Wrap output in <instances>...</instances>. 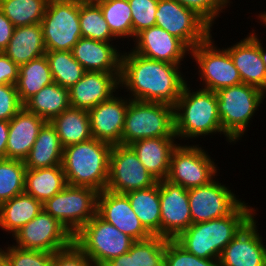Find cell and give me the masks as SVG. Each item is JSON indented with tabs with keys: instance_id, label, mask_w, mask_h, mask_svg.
<instances>
[{
	"instance_id": "1",
	"label": "cell",
	"mask_w": 266,
	"mask_h": 266,
	"mask_svg": "<svg viewBox=\"0 0 266 266\" xmlns=\"http://www.w3.org/2000/svg\"><path fill=\"white\" fill-rule=\"evenodd\" d=\"M180 69L181 65L143 57L131 48L121 56L120 89L125 87L131 100L174 107L187 83Z\"/></svg>"
},
{
	"instance_id": "2",
	"label": "cell",
	"mask_w": 266,
	"mask_h": 266,
	"mask_svg": "<svg viewBox=\"0 0 266 266\" xmlns=\"http://www.w3.org/2000/svg\"><path fill=\"white\" fill-rule=\"evenodd\" d=\"M247 204L242 201L223 218L192 224L174 240L197 257L219 259L223 249L257 215V209Z\"/></svg>"
},
{
	"instance_id": "3",
	"label": "cell",
	"mask_w": 266,
	"mask_h": 266,
	"mask_svg": "<svg viewBox=\"0 0 266 266\" xmlns=\"http://www.w3.org/2000/svg\"><path fill=\"white\" fill-rule=\"evenodd\" d=\"M190 89L187 82L174 106L176 137L185 141L219 133L223 134L228 142L234 143L223 132L216 92L202 88L196 91Z\"/></svg>"
},
{
	"instance_id": "4",
	"label": "cell",
	"mask_w": 266,
	"mask_h": 266,
	"mask_svg": "<svg viewBox=\"0 0 266 266\" xmlns=\"http://www.w3.org/2000/svg\"><path fill=\"white\" fill-rule=\"evenodd\" d=\"M112 145L92 138L63 148L62 167L72 186L106 189Z\"/></svg>"
},
{
	"instance_id": "5",
	"label": "cell",
	"mask_w": 266,
	"mask_h": 266,
	"mask_svg": "<svg viewBox=\"0 0 266 266\" xmlns=\"http://www.w3.org/2000/svg\"><path fill=\"white\" fill-rule=\"evenodd\" d=\"M218 114L223 132L235 143L241 140L266 93L241 83L216 91Z\"/></svg>"
},
{
	"instance_id": "6",
	"label": "cell",
	"mask_w": 266,
	"mask_h": 266,
	"mask_svg": "<svg viewBox=\"0 0 266 266\" xmlns=\"http://www.w3.org/2000/svg\"><path fill=\"white\" fill-rule=\"evenodd\" d=\"M157 137H176L174 107L165 103L131 100L125 116L121 145Z\"/></svg>"
},
{
	"instance_id": "7",
	"label": "cell",
	"mask_w": 266,
	"mask_h": 266,
	"mask_svg": "<svg viewBox=\"0 0 266 266\" xmlns=\"http://www.w3.org/2000/svg\"><path fill=\"white\" fill-rule=\"evenodd\" d=\"M134 242L133 238L97 214L74 235V243L95 266H104L110 260L129 252Z\"/></svg>"
},
{
	"instance_id": "8",
	"label": "cell",
	"mask_w": 266,
	"mask_h": 266,
	"mask_svg": "<svg viewBox=\"0 0 266 266\" xmlns=\"http://www.w3.org/2000/svg\"><path fill=\"white\" fill-rule=\"evenodd\" d=\"M98 194L91 187L67 184L43 203V209L74 236L97 214Z\"/></svg>"
},
{
	"instance_id": "9",
	"label": "cell",
	"mask_w": 266,
	"mask_h": 266,
	"mask_svg": "<svg viewBox=\"0 0 266 266\" xmlns=\"http://www.w3.org/2000/svg\"><path fill=\"white\" fill-rule=\"evenodd\" d=\"M41 28L46 51H72L82 37L79 0H49Z\"/></svg>"
},
{
	"instance_id": "10",
	"label": "cell",
	"mask_w": 266,
	"mask_h": 266,
	"mask_svg": "<svg viewBox=\"0 0 266 266\" xmlns=\"http://www.w3.org/2000/svg\"><path fill=\"white\" fill-rule=\"evenodd\" d=\"M203 147L179 144L174 148L166 180L185 189L210 183L218 176L217 165ZM217 174V175H216Z\"/></svg>"
},
{
	"instance_id": "11",
	"label": "cell",
	"mask_w": 266,
	"mask_h": 266,
	"mask_svg": "<svg viewBox=\"0 0 266 266\" xmlns=\"http://www.w3.org/2000/svg\"><path fill=\"white\" fill-rule=\"evenodd\" d=\"M212 34L190 50V55L198 64L202 89L217 90L242 83L241 77L226 48L215 46Z\"/></svg>"
},
{
	"instance_id": "12",
	"label": "cell",
	"mask_w": 266,
	"mask_h": 266,
	"mask_svg": "<svg viewBox=\"0 0 266 266\" xmlns=\"http://www.w3.org/2000/svg\"><path fill=\"white\" fill-rule=\"evenodd\" d=\"M155 16V26L180 39L190 50L212 34V27L201 16L176 0H159Z\"/></svg>"
},
{
	"instance_id": "13",
	"label": "cell",
	"mask_w": 266,
	"mask_h": 266,
	"mask_svg": "<svg viewBox=\"0 0 266 266\" xmlns=\"http://www.w3.org/2000/svg\"><path fill=\"white\" fill-rule=\"evenodd\" d=\"M157 182L142 165L130 146H112L106 190L126 194L134 190L152 187Z\"/></svg>"
},
{
	"instance_id": "14",
	"label": "cell",
	"mask_w": 266,
	"mask_h": 266,
	"mask_svg": "<svg viewBox=\"0 0 266 266\" xmlns=\"http://www.w3.org/2000/svg\"><path fill=\"white\" fill-rule=\"evenodd\" d=\"M14 246L54 253L74 242V236L44 209L13 235Z\"/></svg>"
},
{
	"instance_id": "15",
	"label": "cell",
	"mask_w": 266,
	"mask_h": 266,
	"mask_svg": "<svg viewBox=\"0 0 266 266\" xmlns=\"http://www.w3.org/2000/svg\"><path fill=\"white\" fill-rule=\"evenodd\" d=\"M188 199L192 224L223 218L242 202L216 178L206 185L188 189Z\"/></svg>"
},
{
	"instance_id": "16",
	"label": "cell",
	"mask_w": 266,
	"mask_h": 266,
	"mask_svg": "<svg viewBox=\"0 0 266 266\" xmlns=\"http://www.w3.org/2000/svg\"><path fill=\"white\" fill-rule=\"evenodd\" d=\"M161 236L175 239L192 225L188 189L164 179L159 181Z\"/></svg>"
},
{
	"instance_id": "17",
	"label": "cell",
	"mask_w": 266,
	"mask_h": 266,
	"mask_svg": "<svg viewBox=\"0 0 266 266\" xmlns=\"http://www.w3.org/2000/svg\"><path fill=\"white\" fill-rule=\"evenodd\" d=\"M254 216L223 249L219 266H266V245Z\"/></svg>"
},
{
	"instance_id": "18",
	"label": "cell",
	"mask_w": 266,
	"mask_h": 266,
	"mask_svg": "<svg viewBox=\"0 0 266 266\" xmlns=\"http://www.w3.org/2000/svg\"><path fill=\"white\" fill-rule=\"evenodd\" d=\"M97 215L122 233L129 235L135 241L144 240L152 236L134 213L126 194L106 189L99 192Z\"/></svg>"
},
{
	"instance_id": "19",
	"label": "cell",
	"mask_w": 266,
	"mask_h": 266,
	"mask_svg": "<svg viewBox=\"0 0 266 266\" xmlns=\"http://www.w3.org/2000/svg\"><path fill=\"white\" fill-rule=\"evenodd\" d=\"M133 51L143 57L170 64L181 63L190 49L177 37L158 26L143 29L133 40Z\"/></svg>"
},
{
	"instance_id": "20",
	"label": "cell",
	"mask_w": 266,
	"mask_h": 266,
	"mask_svg": "<svg viewBox=\"0 0 266 266\" xmlns=\"http://www.w3.org/2000/svg\"><path fill=\"white\" fill-rule=\"evenodd\" d=\"M120 72L86 71L82 78L69 88L72 108L89 111L110 99L120 88Z\"/></svg>"
},
{
	"instance_id": "21",
	"label": "cell",
	"mask_w": 266,
	"mask_h": 266,
	"mask_svg": "<svg viewBox=\"0 0 266 266\" xmlns=\"http://www.w3.org/2000/svg\"><path fill=\"white\" fill-rule=\"evenodd\" d=\"M101 102L88 111L92 137L110 145H121V136L130 98L118 97ZM124 98V99H122Z\"/></svg>"
},
{
	"instance_id": "22",
	"label": "cell",
	"mask_w": 266,
	"mask_h": 266,
	"mask_svg": "<svg viewBox=\"0 0 266 266\" xmlns=\"http://www.w3.org/2000/svg\"><path fill=\"white\" fill-rule=\"evenodd\" d=\"M249 34L226 49L239 72L242 83L266 93V65L259 52V37L255 31Z\"/></svg>"
},
{
	"instance_id": "23",
	"label": "cell",
	"mask_w": 266,
	"mask_h": 266,
	"mask_svg": "<svg viewBox=\"0 0 266 266\" xmlns=\"http://www.w3.org/2000/svg\"><path fill=\"white\" fill-rule=\"evenodd\" d=\"M47 121L24 107L9 121L6 159L24 161Z\"/></svg>"
},
{
	"instance_id": "24",
	"label": "cell",
	"mask_w": 266,
	"mask_h": 266,
	"mask_svg": "<svg viewBox=\"0 0 266 266\" xmlns=\"http://www.w3.org/2000/svg\"><path fill=\"white\" fill-rule=\"evenodd\" d=\"M72 54L85 71L120 72L122 52L110 42L81 37Z\"/></svg>"
},
{
	"instance_id": "25",
	"label": "cell",
	"mask_w": 266,
	"mask_h": 266,
	"mask_svg": "<svg viewBox=\"0 0 266 266\" xmlns=\"http://www.w3.org/2000/svg\"><path fill=\"white\" fill-rule=\"evenodd\" d=\"M177 137H157L141 139L129 146L137 154L139 161L157 181L167 178L171 155L178 145Z\"/></svg>"
},
{
	"instance_id": "26",
	"label": "cell",
	"mask_w": 266,
	"mask_h": 266,
	"mask_svg": "<svg viewBox=\"0 0 266 266\" xmlns=\"http://www.w3.org/2000/svg\"><path fill=\"white\" fill-rule=\"evenodd\" d=\"M3 52L18 66L45 55L46 46L41 23L15 27Z\"/></svg>"
},
{
	"instance_id": "27",
	"label": "cell",
	"mask_w": 266,
	"mask_h": 266,
	"mask_svg": "<svg viewBox=\"0 0 266 266\" xmlns=\"http://www.w3.org/2000/svg\"><path fill=\"white\" fill-rule=\"evenodd\" d=\"M63 147L55 127L47 121L24 160L27 169L49 168L62 165Z\"/></svg>"
},
{
	"instance_id": "28",
	"label": "cell",
	"mask_w": 266,
	"mask_h": 266,
	"mask_svg": "<svg viewBox=\"0 0 266 266\" xmlns=\"http://www.w3.org/2000/svg\"><path fill=\"white\" fill-rule=\"evenodd\" d=\"M43 210V204L27 193L0 205V228L12 236Z\"/></svg>"
},
{
	"instance_id": "29",
	"label": "cell",
	"mask_w": 266,
	"mask_h": 266,
	"mask_svg": "<svg viewBox=\"0 0 266 266\" xmlns=\"http://www.w3.org/2000/svg\"><path fill=\"white\" fill-rule=\"evenodd\" d=\"M126 195L143 227L152 236H161L159 181L152 187L134 190Z\"/></svg>"
},
{
	"instance_id": "30",
	"label": "cell",
	"mask_w": 266,
	"mask_h": 266,
	"mask_svg": "<svg viewBox=\"0 0 266 266\" xmlns=\"http://www.w3.org/2000/svg\"><path fill=\"white\" fill-rule=\"evenodd\" d=\"M50 123L55 127L62 147L92 139L89 113L70 107L55 116Z\"/></svg>"
},
{
	"instance_id": "31",
	"label": "cell",
	"mask_w": 266,
	"mask_h": 266,
	"mask_svg": "<svg viewBox=\"0 0 266 266\" xmlns=\"http://www.w3.org/2000/svg\"><path fill=\"white\" fill-rule=\"evenodd\" d=\"M66 185L62 165L26 170L24 192L42 204L60 192Z\"/></svg>"
},
{
	"instance_id": "32",
	"label": "cell",
	"mask_w": 266,
	"mask_h": 266,
	"mask_svg": "<svg viewBox=\"0 0 266 266\" xmlns=\"http://www.w3.org/2000/svg\"><path fill=\"white\" fill-rule=\"evenodd\" d=\"M70 107L69 88L55 82L44 86L24 103V108L28 112L49 122Z\"/></svg>"
},
{
	"instance_id": "33",
	"label": "cell",
	"mask_w": 266,
	"mask_h": 266,
	"mask_svg": "<svg viewBox=\"0 0 266 266\" xmlns=\"http://www.w3.org/2000/svg\"><path fill=\"white\" fill-rule=\"evenodd\" d=\"M54 82L46 55L19 66L16 83L20 101L24 104L44 86Z\"/></svg>"
},
{
	"instance_id": "34",
	"label": "cell",
	"mask_w": 266,
	"mask_h": 266,
	"mask_svg": "<svg viewBox=\"0 0 266 266\" xmlns=\"http://www.w3.org/2000/svg\"><path fill=\"white\" fill-rule=\"evenodd\" d=\"M79 21L82 37L102 42L115 41L100 6L94 0H79Z\"/></svg>"
},
{
	"instance_id": "35",
	"label": "cell",
	"mask_w": 266,
	"mask_h": 266,
	"mask_svg": "<svg viewBox=\"0 0 266 266\" xmlns=\"http://www.w3.org/2000/svg\"><path fill=\"white\" fill-rule=\"evenodd\" d=\"M49 0H0V10L15 27L41 23Z\"/></svg>"
},
{
	"instance_id": "36",
	"label": "cell",
	"mask_w": 266,
	"mask_h": 266,
	"mask_svg": "<svg viewBox=\"0 0 266 266\" xmlns=\"http://www.w3.org/2000/svg\"><path fill=\"white\" fill-rule=\"evenodd\" d=\"M46 58L55 83L70 88L86 72L83 66L73 57L72 51H46Z\"/></svg>"
},
{
	"instance_id": "37",
	"label": "cell",
	"mask_w": 266,
	"mask_h": 266,
	"mask_svg": "<svg viewBox=\"0 0 266 266\" xmlns=\"http://www.w3.org/2000/svg\"><path fill=\"white\" fill-rule=\"evenodd\" d=\"M101 8L112 34L117 38H133L132 15L128 0H94Z\"/></svg>"
},
{
	"instance_id": "38",
	"label": "cell",
	"mask_w": 266,
	"mask_h": 266,
	"mask_svg": "<svg viewBox=\"0 0 266 266\" xmlns=\"http://www.w3.org/2000/svg\"><path fill=\"white\" fill-rule=\"evenodd\" d=\"M26 170L22 160H0V205L24 193Z\"/></svg>"
},
{
	"instance_id": "39",
	"label": "cell",
	"mask_w": 266,
	"mask_h": 266,
	"mask_svg": "<svg viewBox=\"0 0 266 266\" xmlns=\"http://www.w3.org/2000/svg\"><path fill=\"white\" fill-rule=\"evenodd\" d=\"M167 240L162 236H151L135 241L129 250L134 266H155L164 257Z\"/></svg>"
},
{
	"instance_id": "40",
	"label": "cell",
	"mask_w": 266,
	"mask_h": 266,
	"mask_svg": "<svg viewBox=\"0 0 266 266\" xmlns=\"http://www.w3.org/2000/svg\"><path fill=\"white\" fill-rule=\"evenodd\" d=\"M4 248H0V253L10 266H52L53 264L51 252L23 249L13 244Z\"/></svg>"
},
{
	"instance_id": "41",
	"label": "cell",
	"mask_w": 266,
	"mask_h": 266,
	"mask_svg": "<svg viewBox=\"0 0 266 266\" xmlns=\"http://www.w3.org/2000/svg\"><path fill=\"white\" fill-rule=\"evenodd\" d=\"M164 258L168 266H219V259H205L187 252L174 239H168Z\"/></svg>"
},
{
	"instance_id": "42",
	"label": "cell",
	"mask_w": 266,
	"mask_h": 266,
	"mask_svg": "<svg viewBox=\"0 0 266 266\" xmlns=\"http://www.w3.org/2000/svg\"><path fill=\"white\" fill-rule=\"evenodd\" d=\"M159 0H128L132 15L133 39L143 29L155 26Z\"/></svg>"
},
{
	"instance_id": "43",
	"label": "cell",
	"mask_w": 266,
	"mask_h": 266,
	"mask_svg": "<svg viewBox=\"0 0 266 266\" xmlns=\"http://www.w3.org/2000/svg\"><path fill=\"white\" fill-rule=\"evenodd\" d=\"M181 5L195 11L211 27L217 17L230 5V0H176Z\"/></svg>"
},
{
	"instance_id": "44",
	"label": "cell",
	"mask_w": 266,
	"mask_h": 266,
	"mask_svg": "<svg viewBox=\"0 0 266 266\" xmlns=\"http://www.w3.org/2000/svg\"><path fill=\"white\" fill-rule=\"evenodd\" d=\"M23 107L16 85H0V120L10 121Z\"/></svg>"
},
{
	"instance_id": "45",
	"label": "cell",
	"mask_w": 266,
	"mask_h": 266,
	"mask_svg": "<svg viewBox=\"0 0 266 266\" xmlns=\"http://www.w3.org/2000/svg\"><path fill=\"white\" fill-rule=\"evenodd\" d=\"M52 266H95L73 242L68 247L53 253Z\"/></svg>"
},
{
	"instance_id": "46",
	"label": "cell",
	"mask_w": 266,
	"mask_h": 266,
	"mask_svg": "<svg viewBox=\"0 0 266 266\" xmlns=\"http://www.w3.org/2000/svg\"><path fill=\"white\" fill-rule=\"evenodd\" d=\"M19 76V66L4 52H0V85H16Z\"/></svg>"
},
{
	"instance_id": "47",
	"label": "cell",
	"mask_w": 266,
	"mask_h": 266,
	"mask_svg": "<svg viewBox=\"0 0 266 266\" xmlns=\"http://www.w3.org/2000/svg\"><path fill=\"white\" fill-rule=\"evenodd\" d=\"M15 26L0 10V52H3L10 42Z\"/></svg>"
},
{
	"instance_id": "48",
	"label": "cell",
	"mask_w": 266,
	"mask_h": 266,
	"mask_svg": "<svg viewBox=\"0 0 266 266\" xmlns=\"http://www.w3.org/2000/svg\"><path fill=\"white\" fill-rule=\"evenodd\" d=\"M9 121L0 120V160L6 159Z\"/></svg>"
},
{
	"instance_id": "49",
	"label": "cell",
	"mask_w": 266,
	"mask_h": 266,
	"mask_svg": "<svg viewBox=\"0 0 266 266\" xmlns=\"http://www.w3.org/2000/svg\"><path fill=\"white\" fill-rule=\"evenodd\" d=\"M104 266H134L133 257L129 252H127L110 260Z\"/></svg>"
},
{
	"instance_id": "50",
	"label": "cell",
	"mask_w": 266,
	"mask_h": 266,
	"mask_svg": "<svg viewBox=\"0 0 266 266\" xmlns=\"http://www.w3.org/2000/svg\"><path fill=\"white\" fill-rule=\"evenodd\" d=\"M262 44H263V42L261 43V40H259V52H260V55H261V58H262L264 64L266 65V50Z\"/></svg>"
},
{
	"instance_id": "51",
	"label": "cell",
	"mask_w": 266,
	"mask_h": 266,
	"mask_svg": "<svg viewBox=\"0 0 266 266\" xmlns=\"http://www.w3.org/2000/svg\"><path fill=\"white\" fill-rule=\"evenodd\" d=\"M258 20H260V22H263L262 24H265L264 26H266V12L265 11L258 15Z\"/></svg>"
},
{
	"instance_id": "52",
	"label": "cell",
	"mask_w": 266,
	"mask_h": 266,
	"mask_svg": "<svg viewBox=\"0 0 266 266\" xmlns=\"http://www.w3.org/2000/svg\"><path fill=\"white\" fill-rule=\"evenodd\" d=\"M0 266H10L8 261L4 258V256L0 253Z\"/></svg>"
},
{
	"instance_id": "53",
	"label": "cell",
	"mask_w": 266,
	"mask_h": 266,
	"mask_svg": "<svg viewBox=\"0 0 266 266\" xmlns=\"http://www.w3.org/2000/svg\"><path fill=\"white\" fill-rule=\"evenodd\" d=\"M155 266H168L166 259L163 257Z\"/></svg>"
}]
</instances>
